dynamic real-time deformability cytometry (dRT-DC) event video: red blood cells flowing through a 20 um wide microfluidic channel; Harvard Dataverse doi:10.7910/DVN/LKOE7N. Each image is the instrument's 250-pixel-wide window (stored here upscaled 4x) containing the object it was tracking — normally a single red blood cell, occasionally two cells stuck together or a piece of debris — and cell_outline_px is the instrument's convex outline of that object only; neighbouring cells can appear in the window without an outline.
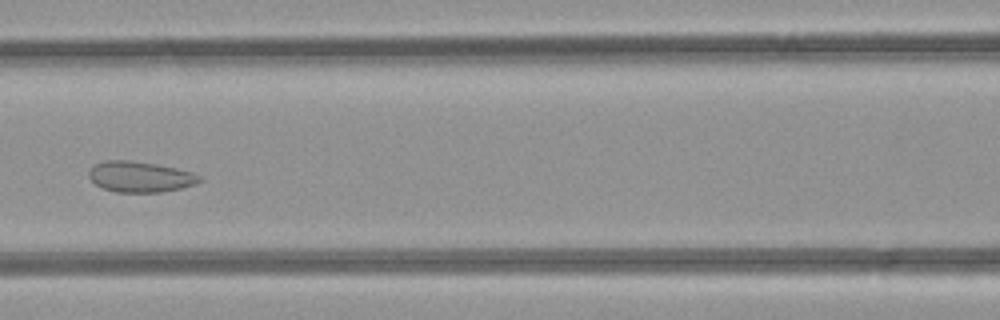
{"species": "common noctule bat (a hibernating species)", "species_latin": "Nyctalus noctula", "temperature_condition": "room temperature", "stored_images_in_passage": 48, "camera_frame_rate_fps": 3000, "um_per_image_px": 0.085, "animal": {"sex": "female", "body_mass_g": 21.9}, "frame": {"image": 1, "passage_image": 21, "time_ms": 6.667, "image_size_px": [1000, 320], "cell_outline_px": [[204, 180], [196, 184], [180, 188], [160, 192], [116, 192], [100, 188], [88, 176], [88, 172], [92, 164], [104, 160], [128, 160], [156, 164], [176, 168], [192, 172], [200, 176]], "centroid_in_image_um": [11.88, 15.02], "position_along_channel_um": 154.7, "area_um2": 20.0}}
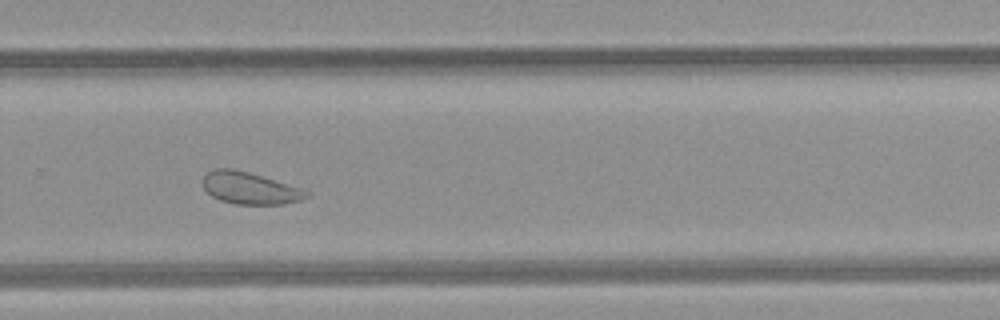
{"frame": {"image": 2, "passage_image": 32, "time_ms": 10.333, "image_size_px": [1000, 320], "cell_outline_px": [[308, 196], [300, 200], [284, 204], [236, 204], [220, 200], [212, 196], [204, 188], [204, 176], [212, 168], [236, 168], [300, 188], [308, 192]], "centroid_in_image_um": [21.2, 15.98], "position_along_channel_um": 308.6, "area_um2": 19.07}}
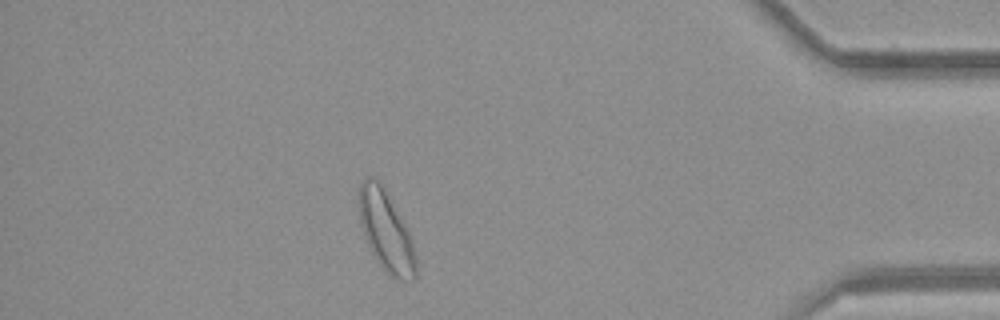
{"frame": {"image": 3, "passage_image": 42, "time_ms": 13.667, "image_size_px": [1000, 320], "cell_outline_px": [[416, 276], [412, 280], [400, 280], [392, 276], [380, 264], [372, 252], [364, 236], [360, 224], [356, 196], [360, 184], [368, 176], [372, 176], [380, 184], [408, 232], [412, 240], [416, 256]], "centroid_in_image_um": [32.76, 19.65], "position_along_channel_um": 402.4, "area_um2": 26.07}, "authors_computed_cell_mechanics": {"area_um2": 23.6402, "velocity_mm_per_s": 4.2148, "shape_relaxation_time_tau1_ms": null, "shape_relaxation_time_tau2_ms": 1.4947, "deformation_change_tau1": null, "deformation_change_tau2": 0.0649}}